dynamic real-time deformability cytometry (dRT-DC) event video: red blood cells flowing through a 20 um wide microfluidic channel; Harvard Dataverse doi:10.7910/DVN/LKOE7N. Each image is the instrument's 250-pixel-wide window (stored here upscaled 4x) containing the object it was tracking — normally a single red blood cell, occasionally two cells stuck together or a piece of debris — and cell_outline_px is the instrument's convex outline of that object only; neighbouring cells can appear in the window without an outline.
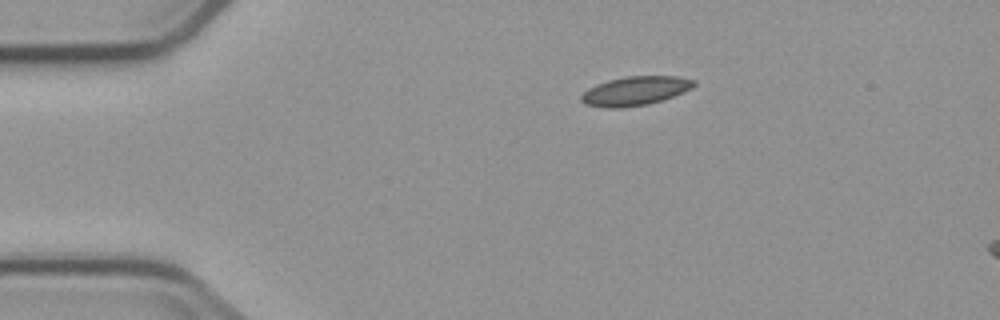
{"species": "common noctule bat (a hibernating species)", "species_latin": "Nyctalus noctula", "temperature_condition": "cold", "stored_images_in_passage": 4, "camera_frame_rate_fps": 3000, "um_per_image_px": 0.085, "animal": {"sex": "male", "body_mass_g": 23.1, "forearm_length_mm": 52.7}, "frame": {"image": 1, "passage_image": 4, "time_ms": 4.667, "image_size_px": [1000, 320], "cell_outline_px": [[696, 84], [692, 88], [684, 92], [648, 104], [620, 108], [608, 108], [584, 104], [580, 100], [580, 96], [588, 88], [596, 84], [608, 80], [624, 76], [680, 76], [696, 80]], "centroid_in_image_um": [53.99, 7.71], "position_along_channel_um": 31.0, "area_um2": 19.13}}